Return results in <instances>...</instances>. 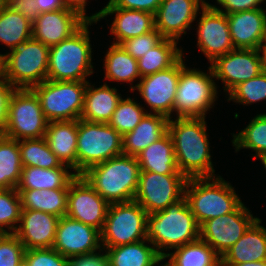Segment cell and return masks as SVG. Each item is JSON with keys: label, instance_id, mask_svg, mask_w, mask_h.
<instances>
[{"label": "cell", "instance_id": "6da1fadb", "mask_svg": "<svg viewBox=\"0 0 266 266\" xmlns=\"http://www.w3.org/2000/svg\"><path fill=\"white\" fill-rule=\"evenodd\" d=\"M168 122L180 173L187 178L214 177L205 117H177Z\"/></svg>", "mask_w": 266, "mask_h": 266}, {"label": "cell", "instance_id": "7a4b0ae2", "mask_svg": "<svg viewBox=\"0 0 266 266\" xmlns=\"http://www.w3.org/2000/svg\"><path fill=\"white\" fill-rule=\"evenodd\" d=\"M199 229L185 196L147 217V240L163 259L164 249H176L199 239Z\"/></svg>", "mask_w": 266, "mask_h": 266}, {"label": "cell", "instance_id": "3957f363", "mask_svg": "<svg viewBox=\"0 0 266 266\" xmlns=\"http://www.w3.org/2000/svg\"><path fill=\"white\" fill-rule=\"evenodd\" d=\"M140 172L136 156L121 154L91 166L81 175L102 198L112 204L134 199Z\"/></svg>", "mask_w": 266, "mask_h": 266}, {"label": "cell", "instance_id": "277c9868", "mask_svg": "<svg viewBox=\"0 0 266 266\" xmlns=\"http://www.w3.org/2000/svg\"><path fill=\"white\" fill-rule=\"evenodd\" d=\"M97 21L88 20L71 37L50 47L47 80L86 81L93 73L92 48L88 26Z\"/></svg>", "mask_w": 266, "mask_h": 266}, {"label": "cell", "instance_id": "5b68a950", "mask_svg": "<svg viewBox=\"0 0 266 266\" xmlns=\"http://www.w3.org/2000/svg\"><path fill=\"white\" fill-rule=\"evenodd\" d=\"M185 197L199 226L235 211L242 204L234 187L220 176L188 178Z\"/></svg>", "mask_w": 266, "mask_h": 266}, {"label": "cell", "instance_id": "8992f818", "mask_svg": "<svg viewBox=\"0 0 266 266\" xmlns=\"http://www.w3.org/2000/svg\"><path fill=\"white\" fill-rule=\"evenodd\" d=\"M50 47L30 38L4 56V77L16 89H31L47 80Z\"/></svg>", "mask_w": 266, "mask_h": 266}, {"label": "cell", "instance_id": "52a82bcc", "mask_svg": "<svg viewBox=\"0 0 266 266\" xmlns=\"http://www.w3.org/2000/svg\"><path fill=\"white\" fill-rule=\"evenodd\" d=\"M77 175L123 154V136L108 123L78 120Z\"/></svg>", "mask_w": 266, "mask_h": 266}, {"label": "cell", "instance_id": "ba28073f", "mask_svg": "<svg viewBox=\"0 0 266 266\" xmlns=\"http://www.w3.org/2000/svg\"><path fill=\"white\" fill-rule=\"evenodd\" d=\"M148 213L135 201L109 205L101 233V248L147 239Z\"/></svg>", "mask_w": 266, "mask_h": 266}, {"label": "cell", "instance_id": "9c48e42d", "mask_svg": "<svg viewBox=\"0 0 266 266\" xmlns=\"http://www.w3.org/2000/svg\"><path fill=\"white\" fill-rule=\"evenodd\" d=\"M87 82L45 80L31 89L49 122L79 120Z\"/></svg>", "mask_w": 266, "mask_h": 266}, {"label": "cell", "instance_id": "30bf717a", "mask_svg": "<svg viewBox=\"0 0 266 266\" xmlns=\"http://www.w3.org/2000/svg\"><path fill=\"white\" fill-rule=\"evenodd\" d=\"M209 74L196 69H181L175 95L177 117H205L217 99V87L211 67Z\"/></svg>", "mask_w": 266, "mask_h": 266}, {"label": "cell", "instance_id": "8fae6325", "mask_svg": "<svg viewBox=\"0 0 266 266\" xmlns=\"http://www.w3.org/2000/svg\"><path fill=\"white\" fill-rule=\"evenodd\" d=\"M49 121L32 89H15L8 109L3 135L18 141L45 137Z\"/></svg>", "mask_w": 266, "mask_h": 266}, {"label": "cell", "instance_id": "7c38bea8", "mask_svg": "<svg viewBox=\"0 0 266 266\" xmlns=\"http://www.w3.org/2000/svg\"><path fill=\"white\" fill-rule=\"evenodd\" d=\"M185 175L141 171L134 199L148 214L164 210L185 196Z\"/></svg>", "mask_w": 266, "mask_h": 266}, {"label": "cell", "instance_id": "4fadbf2b", "mask_svg": "<svg viewBox=\"0 0 266 266\" xmlns=\"http://www.w3.org/2000/svg\"><path fill=\"white\" fill-rule=\"evenodd\" d=\"M184 63L181 57L168 69L142 77L137 85L131 86L130 90L134 91L137 88L154 114H161L170 119L174 112L177 85Z\"/></svg>", "mask_w": 266, "mask_h": 266}, {"label": "cell", "instance_id": "5bb4252c", "mask_svg": "<svg viewBox=\"0 0 266 266\" xmlns=\"http://www.w3.org/2000/svg\"><path fill=\"white\" fill-rule=\"evenodd\" d=\"M257 219L242 203L235 211L206 220L200 225L199 238L211 246L221 257Z\"/></svg>", "mask_w": 266, "mask_h": 266}, {"label": "cell", "instance_id": "9a60e30c", "mask_svg": "<svg viewBox=\"0 0 266 266\" xmlns=\"http://www.w3.org/2000/svg\"><path fill=\"white\" fill-rule=\"evenodd\" d=\"M109 205L82 175H77L70 182L67 217L92 226L101 232Z\"/></svg>", "mask_w": 266, "mask_h": 266}, {"label": "cell", "instance_id": "2e32d148", "mask_svg": "<svg viewBox=\"0 0 266 266\" xmlns=\"http://www.w3.org/2000/svg\"><path fill=\"white\" fill-rule=\"evenodd\" d=\"M210 65L214 78L224 83L226 93L263 72L262 56L258 49H234L218 56Z\"/></svg>", "mask_w": 266, "mask_h": 266}, {"label": "cell", "instance_id": "e0dca14e", "mask_svg": "<svg viewBox=\"0 0 266 266\" xmlns=\"http://www.w3.org/2000/svg\"><path fill=\"white\" fill-rule=\"evenodd\" d=\"M197 46L211 63L215 58L234 50L228 26L227 15L216 10L211 4L202 7L198 22Z\"/></svg>", "mask_w": 266, "mask_h": 266}, {"label": "cell", "instance_id": "ac0fdd59", "mask_svg": "<svg viewBox=\"0 0 266 266\" xmlns=\"http://www.w3.org/2000/svg\"><path fill=\"white\" fill-rule=\"evenodd\" d=\"M101 233L80 221L62 216L59 220L53 249L68 259L85 254L103 252Z\"/></svg>", "mask_w": 266, "mask_h": 266}, {"label": "cell", "instance_id": "d6986e66", "mask_svg": "<svg viewBox=\"0 0 266 266\" xmlns=\"http://www.w3.org/2000/svg\"><path fill=\"white\" fill-rule=\"evenodd\" d=\"M88 20L71 8L40 13L32 23V38L48 47L71 37Z\"/></svg>", "mask_w": 266, "mask_h": 266}, {"label": "cell", "instance_id": "ffe728a7", "mask_svg": "<svg viewBox=\"0 0 266 266\" xmlns=\"http://www.w3.org/2000/svg\"><path fill=\"white\" fill-rule=\"evenodd\" d=\"M205 0H163L154 14L155 29L163 38L178 41L196 20Z\"/></svg>", "mask_w": 266, "mask_h": 266}, {"label": "cell", "instance_id": "44dd1931", "mask_svg": "<svg viewBox=\"0 0 266 266\" xmlns=\"http://www.w3.org/2000/svg\"><path fill=\"white\" fill-rule=\"evenodd\" d=\"M60 217L36 210L22 209L15 235L25 250L52 248Z\"/></svg>", "mask_w": 266, "mask_h": 266}, {"label": "cell", "instance_id": "7402d4cb", "mask_svg": "<svg viewBox=\"0 0 266 266\" xmlns=\"http://www.w3.org/2000/svg\"><path fill=\"white\" fill-rule=\"evenodd\" d=\"M232 44L235 49H258L266 40V12L254 9L227 14Z\"/></svg>", "mask_w": 266, "mask_h": 266}, {"label": "cell", "instance_id": "603a6c76", "mask_svg": "<svg viewBox=\"0 0 266 266\" xmlns=\"http://www.w3.org/2000/svg\"><path fill=\"white\" fill-rule=\"evenodd\" d=\"M114 13L116 15L110 32L116 37L117 42L113 44L119 45L129 38L144 35L155 29L154 14L117 7H104L99 12L89 16V20L99 21L107 15Z\"/></svg>", "mask_w": 266, "mask_h": 266}, {"label": "cell", "instance_id": "cb8c5ba5", "mask_svg": "<svg viewBox=\"0 0 266 266\" xmlns=\"http://www.w3.org/2000/svg\"><path fill=\"white\" fill-rule=\"evenodd\" d=\"M257 218L244 235L221 257V266L266 260V229Z\"/></svg>", "mask_w": 266, "mask_h": 266}, {"label": "cell", "instance_id": "d4e9b609", "mask_svg": "<svg viewBox=\"0 0 266 266\" xmlns=\"http://www.w3.org/2000/svg\"><path fill=\"white\" fill-rule=\"evenodd\" d=\"M78 120L48 123L45 139L60 162L77 174Z\"/></svg>", "mask_w": 266, "mask_h": 266}, {"label": "cell", "instance_id": "484cf974", "mask_svg": "<svg viewBox=\"0 0 266 266\" xmlns=\"http://www.w3.org/2000/svg\"><path fill=\"white\" fill-rule=\"evenodd\" d=\"M168 122L167 116L147 113L133 131L123 136V154L137 157L168 132Z\"/></svg>", "mask_w": 266, "mask_h": 266}, {"label": "cell", "instance_id": "4316f807", "mask_svg": "<svg viewBox=\"0 0 266 266\" xmlns=\"http://www.w3.org/2000/svg\"><path fill=\"white\" fill-rule=\"evenodd\" d=\"M121 99L116 88H111L105 83L94 89L88 81L80 119L88 122L109 123Z\"/></svg>", "mask_w": 266, "mask_h": 266}, {"label": "cell", "instance_id": "83f0119b", "mask_svg": "<svg viewBox=\"0 0 266 266\" xmlns=\"http://www.w3.org/2000/svg\"><path fill=\"white\" fill-rule=\"evenodd\" d=\"M137 159L141 171L164 175H183L178 170L173 141L168 132L145 148L137 156Z\"/></svg>", "mask_w": 266, "mask_h": 266}, {"label": "cell", "instance_id": "f1b7e54d", "mask_svg": "<svg viewBox=\"0 0 266 266\" xmlns=\"http://www.w3.org/2000/svg\"><path fill=\"white\" fill-rule=\"evenodd\" d=\"M70 167L44 169L39 167H23L17 190H51L69 189L70 182L77 174L68 171Z\"/></svg>", "mask_w": 266, "mask_h": 266}, {"label": "cell", "instance_id": "f546056e", "mask_svg": "<svg viewBox=\"0 0 266 266\" xmlns=\"http://www.w3.org/2000/svg\"><path fill=\"white\" fill-rule=\"evenodd\" d=\"M147 239L106 249L109 266H156L164 260Z\"/></svg>", "mask_w": 266, "mask_h": 266}, {"label": "cell", "instance_id": "4dcf8cb0", "mask_svg": "<svg viewBox=\"0 0 266 266\" xmlns=\"http://www.w3.org/2000/svg\"><path fill=\"white\" fill-rule=\"evenodd\" d=\"M22 209L46 212L58 217L66 216L69 189L17 190Z\"/></svg>", "mask_w": 266, "mask_h": 266}, {"label": "cell", "instance_id": "1f68e13d", "mask_svg": "<svg viewBox=\"0 0 266 266\" xmlns=\"http://www.w3.org/2000/svg\"><path fill=\"white\" fill-rule=\"evenodd\" d=\"M165 266H221V256L200 238L166 253Z\"/></svg>", "mask_w": 266, "mask_h": 266}, {"label": "cell", "instance_id": "d6a6232c", "mask_svg": "<svg viewBox=\"0 0 266 266\" xmlns=\"http://www.w3.org/2000/svg\"><path fill=\"white\" fill-rule=\"evenodd\" d=\"M182 56V49L177 48V41L163 38L155 47L137 60L141 78L168 69Z\"/></svg>", "mask_w": 266, "mask_h": 266}, {"label": "cell", "instance_id": "836d02e7", "mask_svg": "<svg viewBox=\"0 0 266 266\" xmlns=\"http://www.w3.org/2000/svg\"><path fill=\"white\" fill-rule=\"evenodd\" d=\"M105 80L133 82L141 79L138 61L127 53L120 45L112 44L104 60Z\"/></svg>", "mask_w": 266, "mask_h": 266}, {"label": "cell", "instance_id": "e575fe53", "mask_svg": "<svg viewBox=\"0 0 266 266\" xmlns=\"http://www.w3.org/2000/svg\"><path fill=\"white\" fill-rule=\"evenodd\" d=\"M23 165L18 140L0 137V189L16 188L20 182Z\"/></svg>", "mask_w": 266, "mask_h": 266}, {"label": "cell", "instance_id": "d590c367", "mask_svg": "<svg viewBox=\"0 0 266 266\" xmlns=\"http://www.w3.org/2000/svg\"><path fill=\"white\" fill-rule=\"evenodd\" d=\"M32 37V23L5 5L0 9V42L11 50Z\"/></svg>", "mask_w": 266, "mask_h": 266}, {"label": "cell", "instance_id": "8d00e7d4", "mask_svg": "<svg viewBox=\"0 0 266 266\" xmlns=\"http://www.w3.org/2000/svg\"><path fill=\"white\" fill-rule=\"evenodd\" d=\"M18 146L23 167L32 166L44 169L69 167L62 164L50 150L45 137L21 140V142L18 141Z\"/></svg>", "mask_w": 266, "mask_h": 266}, {"label": "cell", "instance_id": "74e56055", "mask_svg": "<svg viewBox=\"0 0 266 266\" xmlns=\"http://www.w3.org/2000/svg\"><path fill=\"white\" fill-rule=\"evenodd\" d=\"M233 137L236 151L241 148L252 149L256 153L254 158L266 153V114L256 115L246 128Z\"/></svg>", "mask_w": 266, "mask_h": 266}, {"label": "cell", "instance_id": "f35d334b", "mask_svg": "<svg viewBox=\"0 0 266 266\" xmlns=\"http://www.w3.org/2000/svg\"><path fill=\"white\" fill-rule=\"evenodd\" d=\"M148 112L131 98L121 99L112 115L110 122L122 136L134 130Z\"/></svg>", "mask_w": 266, "mask_h": 266}, {"label": "cell", "instance_id": "ab89813d", "mask_svg": "<svg viewBox=\"0 0 266 266\" xmlns=\"http://www.w3.org/2000/svg\"><path fill=\"white\" fill-rule=\"evenodd\" d=\"M21 211V198L17 189H0V234L15 233L18 225L14 224L20 222Z\"/></svg>", "mask_w": 266, "mask_h": 266}, {"label": "cell", "instance_id": "60d3db41", "mask_svg": "<svg viewBox=\"0 0 266 266\" xmlns=\"http://www.w3.org/2000/svg\"><path fill=\"white\" fill-rule=\"evenodd\" d=\"M227 100L241 104H252L266 99V72L235 86L229 93Z\"/></svg>", "mask_w": 266, "mask_h": 266}, {"label": "cell", "instance_id": "b9f144b4", "mask_svg": "<svg viewBox=\"0 0 266 266\" xmlns=\"http://www.w3.org/2000/svg\"><path fill=\"white\" fill-rule=\"evenodd\" d=\"M25 247L14 233L0 234V266H23Z\"/></svg>", "mask_w": 266, "mask_h": 266}, {"label": "cell", "instance_id": "7bdbcfd3", "mask_svg": "<svg viewBox=\"0 0 266 266\" xmlns=\"http://www.w3.org/2000/svg\"><path fill=\"white\" fill-rule=\"evenodd\" d=\"M69 259L53 248L28 249L23 266H67Z\"/></svg>", "mask_w": 266, "mask_h": 266}, {"label": "cell", "instance_id": "ee69618b", "mask_svg": "<svg viewBox=\"0 0 266 266\" xmlns=\"http://www.w3.org/2000/svg\"><path fill=\"white\" fill-rule=\"evenodd\" d=\"M162 39L163 37L161 34L154 29L144 35L129 38L121 42L119 45L132 57L138 60L150 49L155 47Z\"/></svg>", "mask_w": 266, "mask_h": 266}, {"label": "cell", "instance_id": "f6af8a7d", "mask_svg": "<svg viewBox=\"0 0 266 266\" xmlns=\"http://www.w3.org/2000/svg\"><path fill=\"white\" fill-rule=\"evenodd\" d=\"M163 0H109L105 7H117L155 14Z\"/></svg>", "mask_w": 266, "mask_h": 266}, {"label": "cell", "instance_id": "bcb514c9", "mask_svg": "<svg viewBox=\"0 0 266 266\" xmlns=\"http://www.w3.org/2000/svg\"><path fill=\"white\" fill-rule=\"evenodd\" d=\"M4 5L14 12H19L31 23H33L40 14L35 0H5Z\"/></svg>", "mask_w": 266, "mask_h": 266}, {"label": "cell", "instance_id": "7dc6e473", "mask_svg": "<svg viewBox=\"0 0 266 266\" xmlns=\"http://www.w3.org/2000/svg\"><path fill=\"white\" fill-rule=\"evenodd\" d=\"M263 1L264 0H217V3L220 4L223 8H225V11L221 8L216 7L215 5L212 6L216 10L227 15L240 11L259 9L261 8L259 4Z\"/></svg>", "mask_w": 266, "mask_h": 266}, {"label": "cell", "instance_id": "c3c4849f", "mask_svg": "<svg viewBox=\"0 0 266 266\" xmlns=\"http://www.w3.org/2000/svg\"><path fill=\"white\" fill-rule=\"evenodd\" d=\"M15 89L6 79L0 81V132L2 134L7 124L9 101Z\"/></svg>", "mask_w": 266, "mask_h": 266}, {"label": "cell", "instance_id": "681fc988", "mask_svg": "<svg viewBox=\"0 0 266 266\" xmlns=\"http://www.w3.org/2000/svg\"><path fill=\"white\" fill-rule=\"evenodd\" d=\"M67 266H109V261L106 252L105 254L95 252L72 257Z\"/></svg>", "mask_w": 266, "mask_h": 266}, {"label": "cell", "instance_id": "f907efd6", "mask_svg": "<svg viewBox=\"0 0 266 266\" xmlns=\"http://www.w3.org/2000/svg\"><path fill=\"white\" fill-rule=\"evenodd\" d=\"M37 3L39 13L52 12L60 9H65L64 0H35Z\"/></svg>", "mask_w": 266, "mask_h": 266}, {"label": "cell", "instance_id": "816d5d0a", "mask_svg": "<svg viewBox=\"0 0 266 266\" xmlns=\"http://www.w3.org/2000/svg\"><path fill=\"white\" fill-rule=\"evenodd\" d=\"M87 0H64V3L67 8L74 9L75 11L79 12L84 18L89 20V16H86L85 6Z\"/></svg>", "mask_w": 266, "mask_h": 266}, {"label": "cell", "instance_id": "f5cc1de1", "mask_svg": "<svg viewBox=\"0 0 266 266\" xmlns=\"http://www.w3.org/2000/svg\"><path fill=\"white\" fill-rule=\"evenodd\" d=\"M233 266H266V260L257 261V262H245L241 264H236Z\"/></svg>", "mask_w": 266, "mask_h": 266}, {"label": "cell", "instance_id": "db71d44e", "mask_svg": "<svg viewBox=\"0 0 266 266\" xmlns=\"http://www.w3.org/2000/svg\"><path fill=\"white\" fill-rule=\"evenodd\" d=\"M4 79V56L0 54V81Z\"/></svg>", "mask_w": 266, "mask_h": 266}, {"label": "cell", "instance_id": "11a10c76", "mask_svg": "<svg viewBox=\"0 0 266 266\" xmlns=\"http://www.w3.org/2000/svg\"><path fill=\"white\" fill-rule=\"evenodd\" d=\"M260 52L262 53V65H263V71L266 72V48H261Z\"/></svg>", "mask_w": 266, "mask_h": 266}, {"label": "cell", "instance_id": "9f6ffc18", "mask_svg": "<svg viewBox=\"0 0 266 266\" xmlns=\"http://www.w3.org/2000/svg\"><path fill=\"white\" fill-rule=\"evenodd\" d=\"M257 158H260L263 165H264V168L266 169V153L262 154V155H259Z\"/></svg>", "mask_w": 266, "mask_h": 266}, {"label": "cell", "instance_id": "6f0895ef", "mask_svg": "<svg viewBox=\"0 0 266 266\" xmlns=\"http://www.w3.org/2000/svg\"><path fill=\"white\" fill-rule=\"evenodd\" d=\"M5 0H0V9L4 6Z\"/></svg>", "mask_w": 266, "mask_h": 266}, {"label": "cell", "instance_id": "680465c9", "mask_svg": "<svg viewBox=\"0 0 266 266\" xmlns=\"http://www.w3.org/2000/svg\"><path fill=\"white\" fill-rule=\"evenodd\" d=\"M261 48H266V40H265V44Z\"/></svg>", "mask_w": 266, "mask_h": 266}]
</instances>
